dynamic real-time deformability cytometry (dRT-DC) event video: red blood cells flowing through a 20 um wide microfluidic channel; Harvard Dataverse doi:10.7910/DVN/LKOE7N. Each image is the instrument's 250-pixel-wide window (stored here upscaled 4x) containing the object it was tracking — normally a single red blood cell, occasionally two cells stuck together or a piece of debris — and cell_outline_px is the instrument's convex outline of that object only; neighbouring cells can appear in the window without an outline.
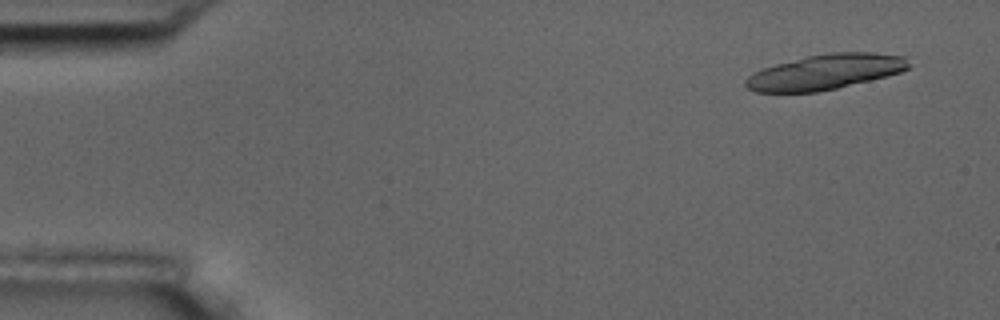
{"species": "common noctule bat (a hibernating species)", "species_latin": "Nyctalus noctula", "temperature_condition": "room temperature", "stored_images_in_passage": 19, "camera_frame_rate_fps": 3000, "um_per_image_px": 0.085, "animal": {"sex": "male", "body_mass_g": 17.5, "forearm_length_mm": 52.3}, "frame": {"image": 1, "passage_image": 4, "time_ms": 1.0, "image_size_px": [1000, 320], "cell_outline_px": [[908, 68], [900, 72], [836, 88], [816, 92], [756, 92], [748, 88], [744, 84], [744, 80], [752, 72], [776, 64], [808, 56], [832, 52], [872, 52], [904, 56], [908, 64]], "centroid_in_image_um": [70.09, 6.11], "position_along_channel_um": 14.9, "area_um2": 32.95}}